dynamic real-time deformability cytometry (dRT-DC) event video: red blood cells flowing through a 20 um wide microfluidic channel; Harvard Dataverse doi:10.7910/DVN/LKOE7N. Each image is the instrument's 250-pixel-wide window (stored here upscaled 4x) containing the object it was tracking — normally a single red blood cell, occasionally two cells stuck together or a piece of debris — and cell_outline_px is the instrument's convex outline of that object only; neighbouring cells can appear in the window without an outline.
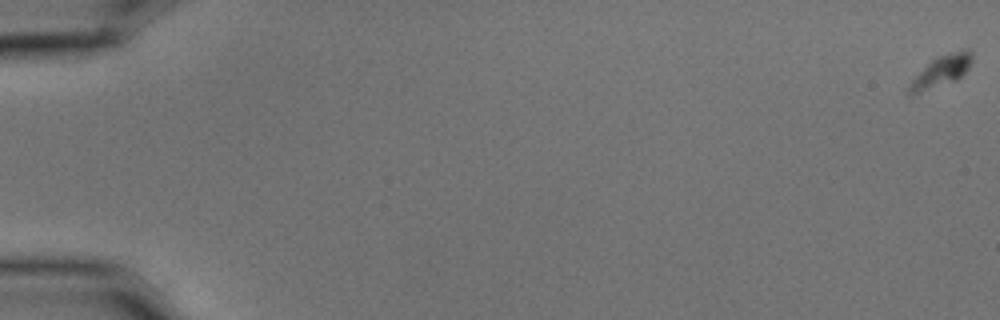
{"species": "common noctule bat (a hibernating species)", "species_latin": "Nyctalus noctula", "temperature_condition": "cold", "stored_images_in_passage": 9, "camera_frame_rate_fps": 3000, "um_per_image_px": 0.085, "animal": {"sex": "male", "body_mass_g": 15.6}, "frame": {"image": 1, "passage_image": 1, "time_ms": 0.0, "image_size_px": [1000, 320], "cell_outline_px": [[972, 60], [968, 68], [956, 80], [916, 92], [908, 92], [908, 88], [912, 80], [936, 56], [968, 48], [972, 52]], "centroid_in_image_um": [80.08, 5.98], "position_along_channel_um": 4.9, "area_um2": 10.75}}
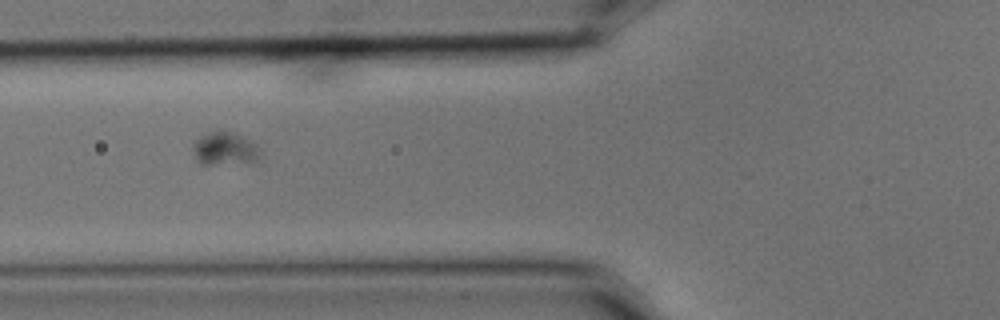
{"frame": {"image": 2, "passage_image": 8, "time_ms": 2.333, "image_size_px": [1000, 320], "cell_outline_px": [[260, 160], [248, 164], [196, 164], [192, 148], [192, 144], [200, 136], [216, 128], [224, 128], [252, 140], [260, 148]], "centroid_in_image_um": [19.12, 12.63], "position_along_channel_um": 106.7, "area_um2": 13.99}}
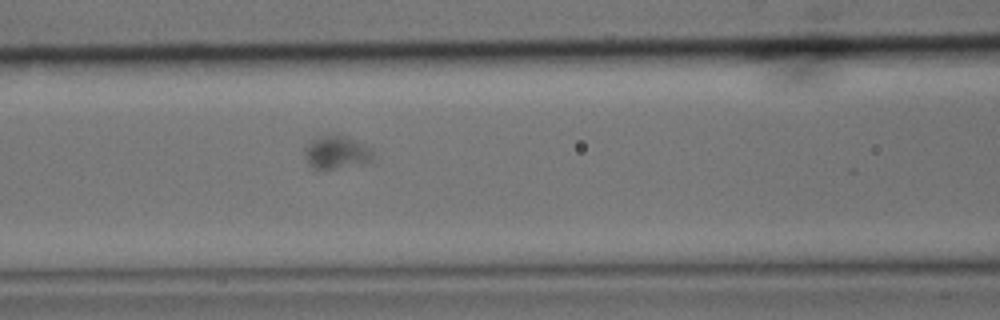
{"frame": {"image": 3, "passage_image": 9, "time_ms": 2.667, "image_size_px": [1000, 320], "cell_outline_px": [[372, 160], [364, 164], [316, 172], [308, 164], [304, 156], [304, 148], [312, 140], [320, 136], [336, 132], [340, 132], [372, 148]], "centroid_in_image_um": [28.58, 12.95], "position_along_channel_um": 138.0, "area_um2": 13.99}}